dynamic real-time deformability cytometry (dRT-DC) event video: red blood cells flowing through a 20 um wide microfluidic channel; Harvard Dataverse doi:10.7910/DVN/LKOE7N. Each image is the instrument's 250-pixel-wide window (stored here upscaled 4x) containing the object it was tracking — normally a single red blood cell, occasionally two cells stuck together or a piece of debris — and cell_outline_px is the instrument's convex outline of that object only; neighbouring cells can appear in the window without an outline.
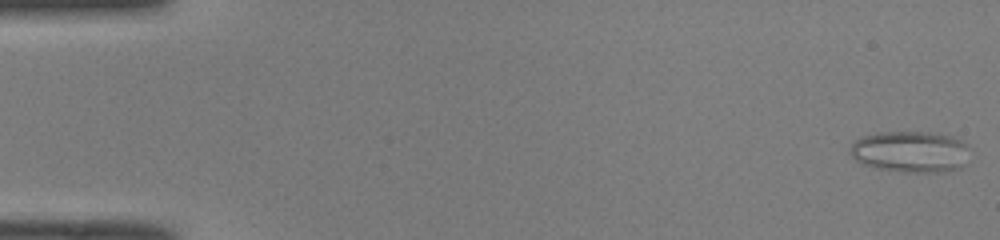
{"species": "common noctule bat (a hibernating species)", "species_latin": "Nyctalus noctula", "temperature_condition": "room temperature", "stored_images_in_passage": 50, "camera_frame_rate_fps": 3000, "um_per_image_px": 0.085, "animal": {"sex": "male", "body_mass_g": 19.0, "forearm_length_mm": 50.8}, "frame": {"image": 1, "passage_image": 1, "time_ms": 0.0, "image_size_px": [1000, 240], "cell_outline_px": [[964, 144], [960, 168], [936, 172], [904, 172], [876, 168], [864, 164], [856, 160], [848, 152], [852, 144], [856, 140], [864, 136], [876, 132], [928, 132], [952, 136], [960, 140]], "centroid_in_image_um": [77.25, 12.88], "position_along_channel_um": 7.7, "area_um2": 28.03}}
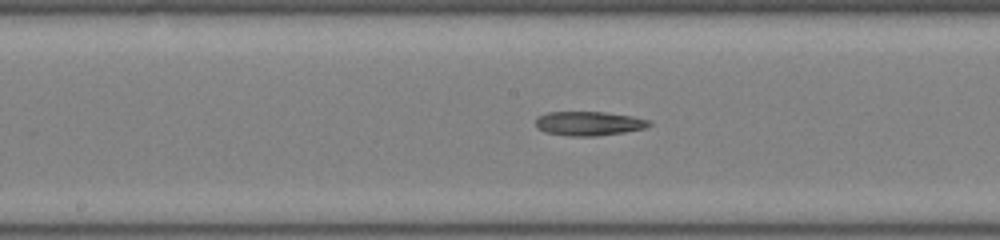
{"frame": {"image": 2, "passage_image": 26, "time_ms": 8.333, "image_size_px": [1000, 240], "cell_outline_px": [[652, 124], [644, 128], [624, 132], [596, 136], [568, 136], [544, 132], [536, 128], [536, 120], [540, 116], [548, 112], [604, 112], [632, 116], [648, 120]], "centroid_in_image_um": [50.03, 10.5], "position_along_channel_um": 198.2, "area_um2": 15.9}}
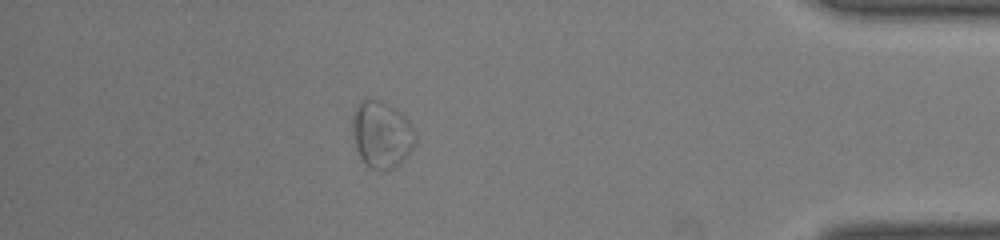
{"frame": {"image": 3, "passage_image": 44, "time_ms": 14.333, "image_size_px": [1000, 240], "cell_outline_px": [[416, 144], [392, 168], [372, 168], [360, 156], [356, 148], [352, 124], [352, 116], [360, 100], [376, 100], [396, 108], [408, 120], [416, 136]], "centroid_in_image_um": [32.43, 11.38], "position_along_channel_um": 402.8, "area_um2": 23.58}}